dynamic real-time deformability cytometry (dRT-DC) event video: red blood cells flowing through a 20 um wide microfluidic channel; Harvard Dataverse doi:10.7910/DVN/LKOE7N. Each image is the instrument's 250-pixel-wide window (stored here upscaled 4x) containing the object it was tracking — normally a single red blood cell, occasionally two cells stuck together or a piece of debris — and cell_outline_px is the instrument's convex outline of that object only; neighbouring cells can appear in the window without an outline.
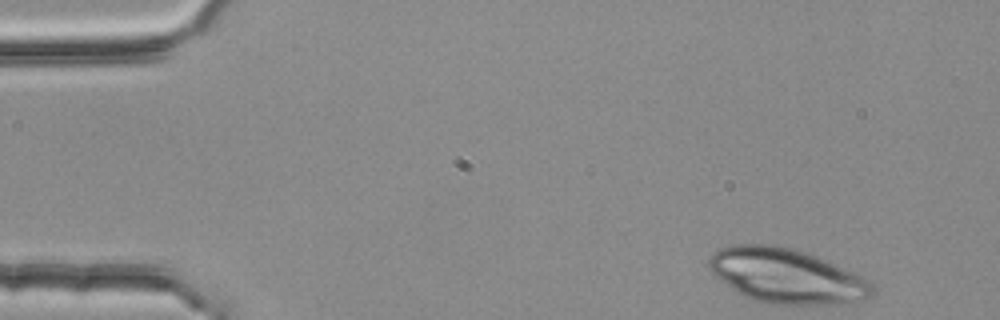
{"species": "common noctule bat (a hibernating species)", "species_latin": "Nyctalus noctula", "temperature_condition": "room temperature", "stored_images_in_passage": 3, "camera_frame_rate_fps": 3000, "um_per_image_px": 0.085, "animal": {"sex": "female", "body_mass_g": 25.1}, "frame": {"image": 1, "passage_image": 1, "time_ms": 0.0, "image_size_px": [1000, 320], "cell_outline_px": [[872, 296], [840, 304], [772, 304], [752, 300], [744, 296], [720, 280], [708, 268], [708, 256], [712, 252], [720, 248], [732, 244], [776, 244], [792, 248], [816, 256], [872, 280]], "centroid_in_image_um": [66.81, 23.43], "position_along_channel_um": 18.2, "area_um2": 52.02}}